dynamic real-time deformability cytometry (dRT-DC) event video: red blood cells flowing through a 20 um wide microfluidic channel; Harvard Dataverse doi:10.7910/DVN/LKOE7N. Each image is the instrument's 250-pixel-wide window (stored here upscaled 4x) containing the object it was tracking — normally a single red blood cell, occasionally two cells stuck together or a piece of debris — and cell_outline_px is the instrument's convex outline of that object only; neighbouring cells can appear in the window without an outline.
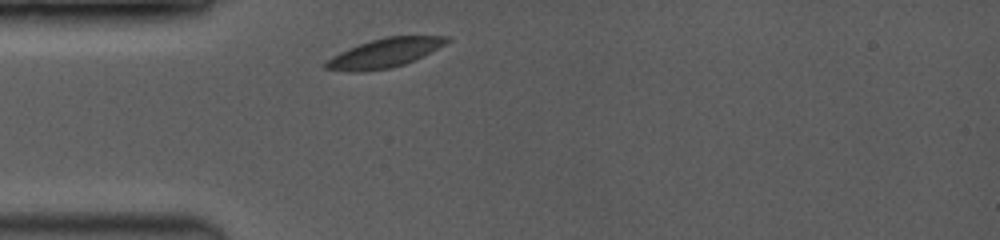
{"species": "common noctule bat (a hibernating species)", "species_latin": "Nyctalus noctula", "temperature_condition": "room temperature", "stored_images_in_passage": 18, "camera_frame_rate_fps": 3500, "um_per_image_px": 0.085, "animal": {"sex": "female", "body_mass_g": 19.0, "forearm_length_mm": 53.3}, "frame": {"image": 1, "passage_image": 1, "time_ms": 0.0, "image_size_px": [1000, 240], "cell_outline_px": [[452, 40], [404, 64], [388, 68], [360, 72], [356, 72], [324, 68], [324, 60], [348, 48], [384, 36], [452, 36]], "centroid_in_image_um": [32.65, 4.49], "position_along_channel_um": 52.4, "area_um2": 20.11}}
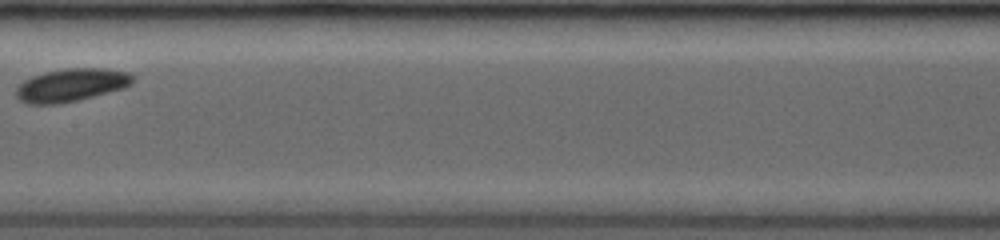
{"frame": {"image": 2, "passage_image": 8, "time_ms": 4.0, "image_size_px": [1000, 240], "cell_outline_px": [[136, 76], [132, 84], [124, 88], [76, 100], [56, 104], [28, 104], [20, 100], [16, 96], [16, 88], [24, 80], [32, 76], [44, 72], [64, 68], [104, 68], [128, 72]], "centroid_in_image_um": [6.07, 7.21], "position_along_channel_um": 201.3, "area_um2": 22.43}}
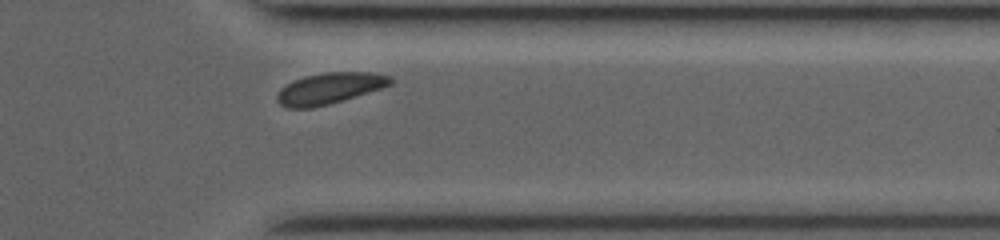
{"frame": {"image": 3, "passage_image": 16, "time_ms": 8.571, "image_size_px": [1000, 240], "cell_outline_px": [[396, 80], [392, 84], [380, 88], [328, 104], [312, 108], [288, 108], [280, 104], [276, 100], [276, 96], [280, 88], [292, 80], [304, 76], [324, 72], [372, 72], [392, 76]], "centroid_in_image_um": [27.99, 7.49], "position_along_channel_um": 383.4, "area_um2": 20.63}, "authors_computed_cell_mechanics": {"area_um2": 21.097, "velocity_mm_per_s": 3.9463, "shape_relaxation_time_tau1_ms": 0.603, "shape_relaxation_time_tau2_ms": null, "deformation_change_tau1": 0.0508, "deformation_change_tau2": null}}